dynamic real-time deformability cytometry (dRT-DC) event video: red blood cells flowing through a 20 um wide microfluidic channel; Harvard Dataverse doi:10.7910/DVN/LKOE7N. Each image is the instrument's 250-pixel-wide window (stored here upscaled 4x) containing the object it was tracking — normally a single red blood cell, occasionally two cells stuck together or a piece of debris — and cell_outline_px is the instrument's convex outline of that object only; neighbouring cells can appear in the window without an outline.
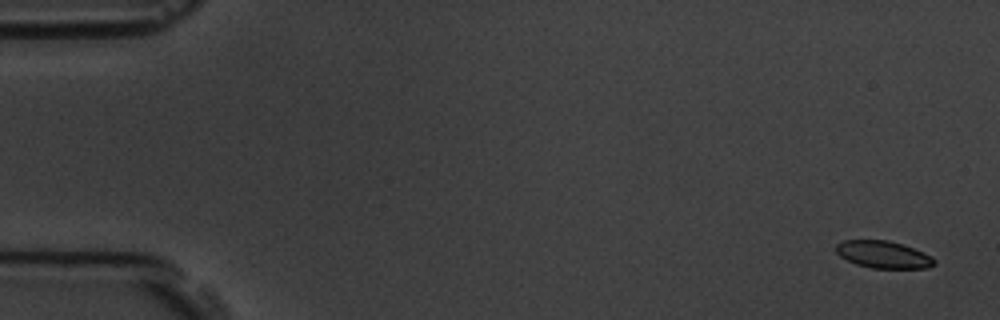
{"species": "common noctule bat (a hibernating species)", "species_latin": "Nyctalus noctula", "temperature_condition": "room temperature", "stored_images_in_passage": 4, "camera_frame_rate_fps": 3000, "um_per_image_px": 0.085, "animal": {"sex": "male", "body_mass_g": 19.5, "forearm_length_mm": 54.6}, "frame": {"image": 1, "passage_image": 1, "time_ms": 0.0, "image_size_px": [1000, 320], "cell_outline_px": [[936, 264], [928, 268], [872, 268], [856, 264], [840, 256], [836, 252], [836, 244], [844, 240], [888, 240], [924, 252], [932, 256], [936, 260]], "centroid_in_image_um": [75.1, 21.64], "position_along_channel_um": 9.9, "area_um2": 15.55}}
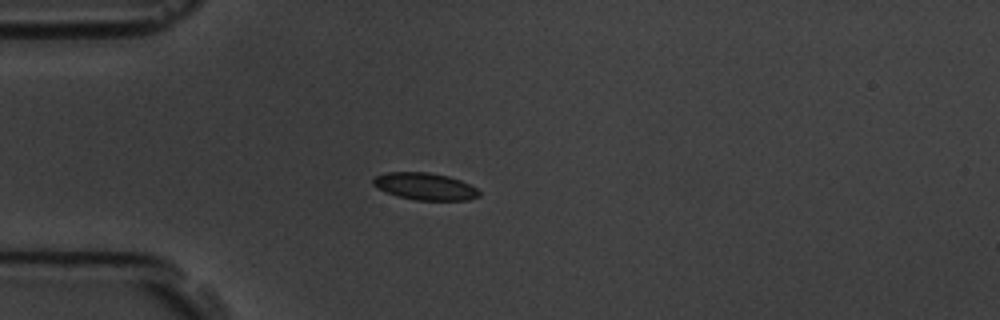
{"frame": {"image": 2, "passage_image": 4, "time_ms": 4.333, "image_size_px": [1000, 320], "cell_outline_px": [[480, 196], [468, 200], [416, 200], [396, 196], [372, 184], [372, 180], [376, 176], [388, 172], [428, 172], [448, 176], [460, 180], [476, 188], [480, 192]], "centroid_in_image_um": [36.14, 15.84], "position_along_channel_um": 48.9, "area_um2": 16.59}}